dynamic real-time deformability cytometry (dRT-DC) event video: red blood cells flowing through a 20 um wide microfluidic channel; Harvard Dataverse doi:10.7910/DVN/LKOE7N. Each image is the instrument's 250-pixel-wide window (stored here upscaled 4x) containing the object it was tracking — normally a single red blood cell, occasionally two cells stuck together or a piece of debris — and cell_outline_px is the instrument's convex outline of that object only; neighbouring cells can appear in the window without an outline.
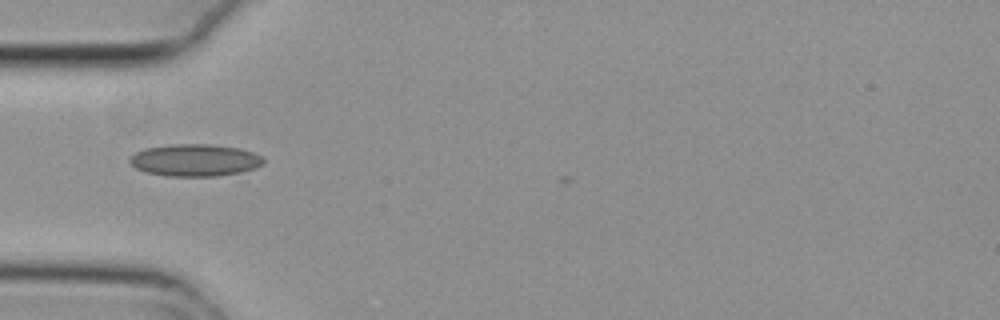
{"species": "common noctule bat (a hibernating species)", "species_latin": "Nyctalus noctula", "temperature_condition": "cold", "stored_images_in_passage": 3, "camera_frame_rate_fps": 3000, "um_per_image_px": 0.085, "animal": {"sex": "female", "body_mass_g": 29.2, "forearm_length_mm": 56.3}, "frame": {"image": 1, "passage_image": 1, "time_ms": 0.0, "image_size_px": [1000, 320], "cell_outline_px": [[264, 164], [256, 168], [240, 172], [216, 176], [164, 176], [144, 172], [136, 168], [128, 160], [136, 152], [144, 148], [172, 144], [212, 144], [240, 148], [264, 156]], "centroid_in_image_um": [16.59, 13.61], "position_along_channel_um": 68.4, "area_um2": 25.26}}